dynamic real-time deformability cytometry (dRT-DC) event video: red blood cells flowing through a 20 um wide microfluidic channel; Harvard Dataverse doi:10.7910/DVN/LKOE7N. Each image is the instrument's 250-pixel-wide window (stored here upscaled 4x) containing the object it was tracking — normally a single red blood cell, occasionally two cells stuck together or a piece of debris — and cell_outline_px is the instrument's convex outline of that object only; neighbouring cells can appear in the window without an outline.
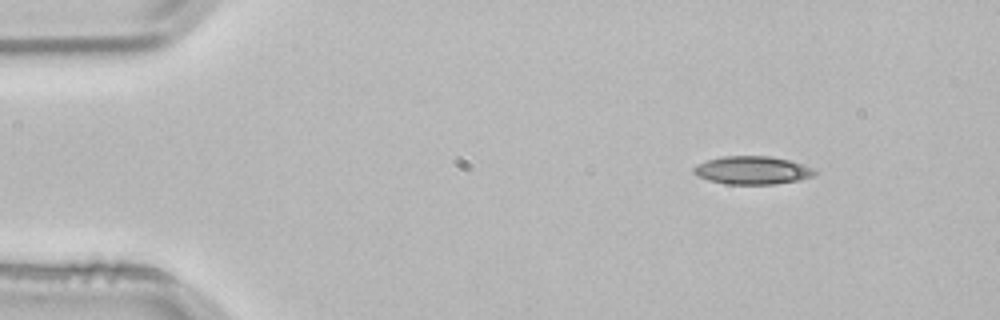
{"species": "common noctule bat (a hibernating species)", "species_latin": "Nyctalus noctula", "temperature_condition": "room temperature", "stored_images_in_passage": 4, "segment_of_instrument_passage": [1, 2], "camera_frame_rate_fps": 3000, "um_per_image_px": 0.085, "animal": {"sex": "male", "body_mass_g": 21.5, "forearm_length_mm": 52.0}, "frame": {"image": 1, "passage_image": 1, "time_ms": 0.0, "image_size_px": [1000, 320], "cell_outline_px": [[820, 172], [812, 176], [800, 180], [776, 184], [724, 184], [708, 180], [696, 176], [692, 172], [692, 168], [696, 164], [708, 160], [724, 156], [768, 156], [788, 160], [816, 168]], "centroid_in_image_um": [63.96, 14.48], "position_along_channel_um": 21.0, "area_um2": 20.06}}